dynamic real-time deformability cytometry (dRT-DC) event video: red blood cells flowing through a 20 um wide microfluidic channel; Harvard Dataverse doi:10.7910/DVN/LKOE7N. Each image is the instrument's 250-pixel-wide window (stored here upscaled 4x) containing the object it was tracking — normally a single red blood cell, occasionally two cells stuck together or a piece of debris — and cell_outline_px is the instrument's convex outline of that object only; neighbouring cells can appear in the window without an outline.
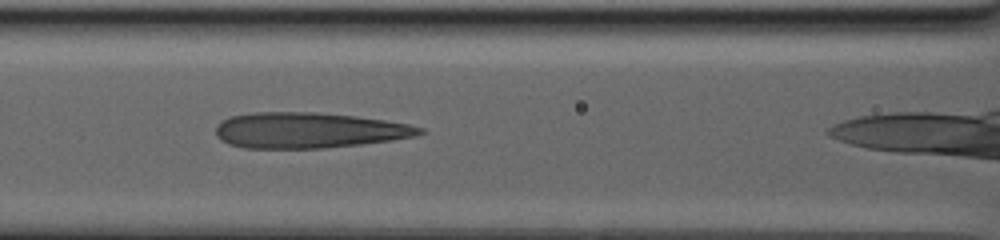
{"species": "human", "species_latin": "Homo sapiens", "temperature_condition": "warm", "stored_images_in_passage": 55, "camera_frame_rate_fps": 3000, "um_per_image_px": 0.085, "donor": {"sex": "male"}, "frame": {"image": 1, "passage_image": 27, "time_ms": 11.333, "image_size_px": [1000, 240], "cell_outline_px": [[424, 132], [416, 136], [392, 140], [360, 144], [324, 148], [244, 148], [228, 144], [220, 140], [216, 136], [216, 124], [220, 120], [232, 116], [252, 112], [316, 112], [356, 116], [384, 120], [408, 124], [424, 128]], "centroid_in_image_um": [26.2, 11.07], "position_along_channel_um": 140.4, "area_um2": 42.54}}
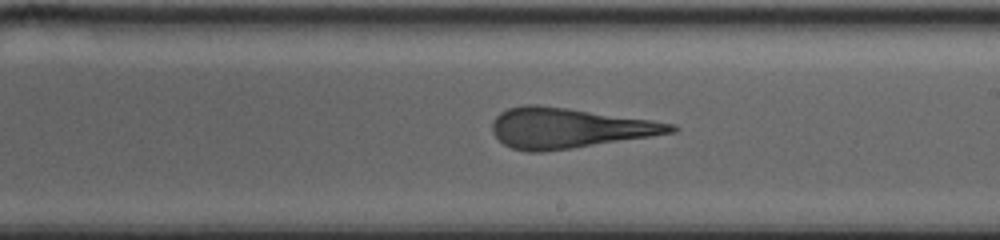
{"frame": {"image": 2, "passage_image": 37, "time_ms": 15.333, "image_size_px": [1000, 240], "cell_outline_px": [[680, 128], [676, 132], [572, 148], [544, 152], [528, 152], [512, 148], [504, 144], [492, 132], [492, 120], [500, 112], [508, 108], [524, 104], [536, 104], [568, 108], [652, 120], [676, 124]], "centroid_in_image_um": [48.34, 10.88], "position_along_channel_um": 240.7, "area_um2": 41.79}}
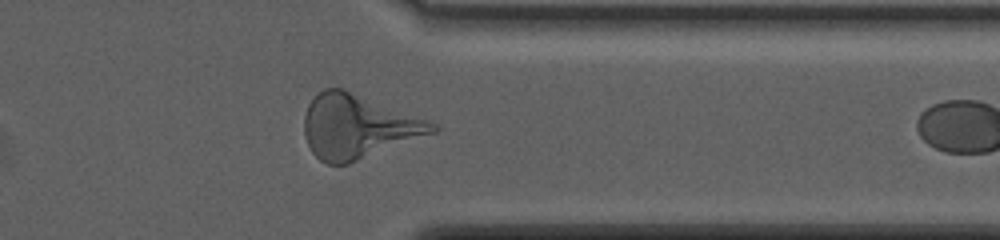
{"frame": {"image": 3, "passage_image": 51, "time_ms": 21.0, "image_size_px": [1000, 240], "cell_outline_px": [[440, 128], [436, 132], [348, 164], [328, 164], [320, 160], [312, 152], [304, 136], [304, 116], [308, 104], [324, 88], [340, 88], [428, 120], [436, 124]], "centroid_in_image_um": [30.4, 10.78], "position_along_channel_um": 381.0, "area_um2": 46.99}}